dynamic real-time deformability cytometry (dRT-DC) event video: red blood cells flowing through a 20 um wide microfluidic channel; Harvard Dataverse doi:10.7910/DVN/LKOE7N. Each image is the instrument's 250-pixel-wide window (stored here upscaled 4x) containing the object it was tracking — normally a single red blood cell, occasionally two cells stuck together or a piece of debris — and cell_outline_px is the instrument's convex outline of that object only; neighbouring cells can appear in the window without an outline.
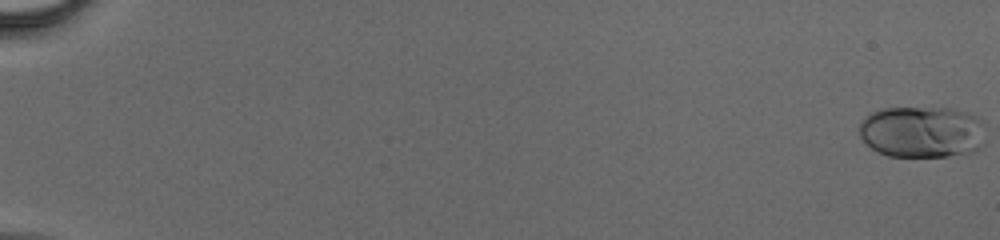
{"species": "human", "species_latin": "Homo sapiens", "temperature_condition": "cold", "stored_images_in_passage": 48, "camera_frame_rate_fps": 3000, "um_per_image_px": 0.085, "donor": {"sex": "male"}, "frame": {"image": 1, "passage_image": 1, "time_ms": 0.0, "image_size_px": [1000, 240], "cell_outline_px": [[984, 144], [976, 152], [948, 156], [888, 156], [872, 148], [860, 136], [860, 120], [872, 112], [884, 108], [948, 108], [972, 112], [980, 120]], "centroid_in_image_um": [78.39, 11.21], "position_along_channel_um": 6.6, "area_um2": 38.09}}
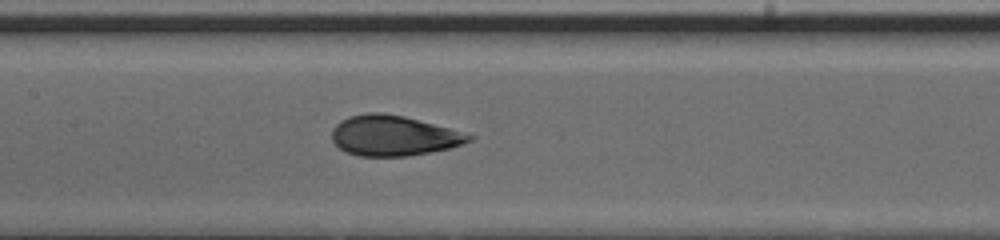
{"frame": {"image": 2, "passage_image": 26, "time_ms": 8.333, "image_size_px": [1000, 240], "cell_outline_px": [[476, 136], [472, 140], [448, 148], [408, 156], [360, 156], [344, 152], [332, 140], [332, 128], [336, 124], [348, 116], [368, 112], [380, 112], [404, 116], [448, 128]], "centroid_in_image_um": [33.4, 11.52], "position_along_channel_um": 174.0, "area_um2": 31.96}}
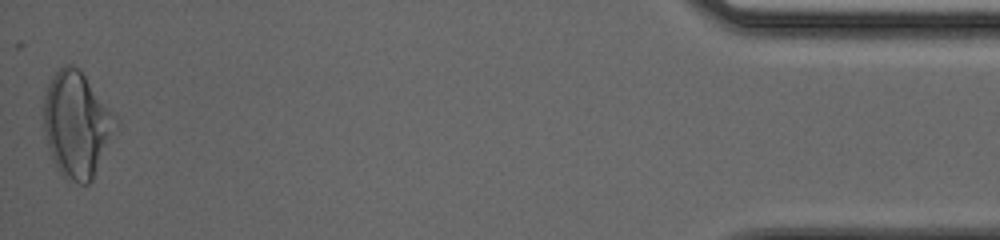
{"frame": {"image": 3, "passage_image": 48, "time_ms": 15.667, "image_size_px": [1000, 240], "cell_outline_px": [[116, 116], [92, 180], [88, 184], [80, 184], [64, 176], [60, 172], [52, 160], [44, 128], [44, 96], [48, 84], [52, 76], [64, 64], [72, 64], [84, 76]], "centroid_in_image_um": [6.43, 10.55], "position_along_channel_um": 428.8, "area_um2": 42.37}}